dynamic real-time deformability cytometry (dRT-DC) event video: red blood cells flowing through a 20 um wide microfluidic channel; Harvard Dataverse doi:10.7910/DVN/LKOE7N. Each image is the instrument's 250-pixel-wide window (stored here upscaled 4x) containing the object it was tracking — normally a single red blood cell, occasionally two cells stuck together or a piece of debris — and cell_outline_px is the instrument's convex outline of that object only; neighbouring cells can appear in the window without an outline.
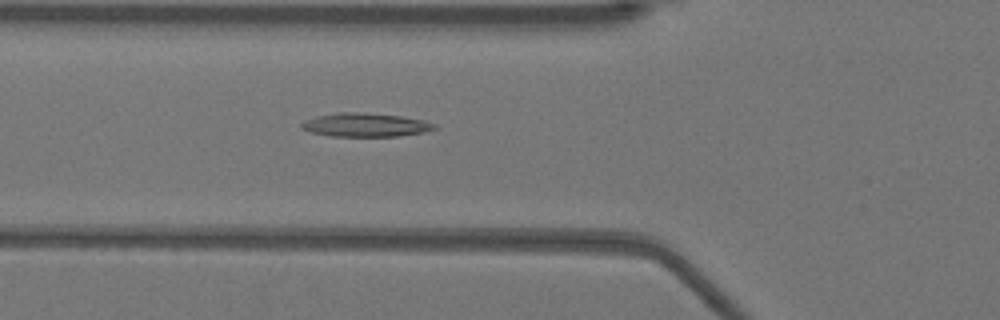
{"species": "Egyptian fruit bat (a non-hibernating species)", "species_latin": "Rousettus aegyptiacus", "temperature_condition": "warm", "stored_images_in_passage": 36, "camera_frame_rate_fps": 3000, "um_per_image_px": 0.085, "animal": {"sex": "female"}, "frame": {"image": 1, "passage_image": 3, "time_ms": 0.667, "image_size_px": [1000, 320], "cell_outline_px": [[440, 128], [424, 132], [400, 136], [332, 136], [312, 132], [300, 128], [300, 124], [316, 116], [336, 112], [364, 112], [400, 116], [424, 120], [436, 124]], "centroid_in_image_um": [31.11, 10.61], "position_along_channel_um": 94.7, "area_um2": 18.38}}
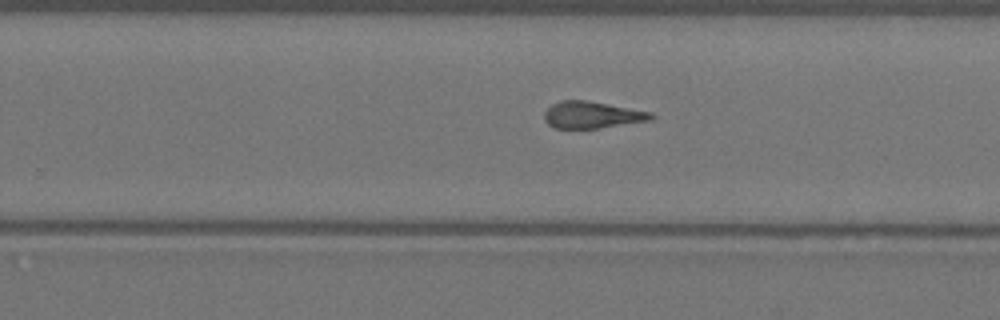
{"frame": {"image": 2, "passage_image": 17, "time_ms": 5.333, "image_size_px": [1000, 320], "cell_outline_px": [[656, 116], [652, 120], [596, 128], [552, 128], [544, 120], [544, 112], [552, 104], [560, 100], [584, 100], [608, 104], [652, 112]], "centroid_in_image_um": [50.31, 9.76], "position_along_channel_um": 279.5, "area_um2": 16.65}}
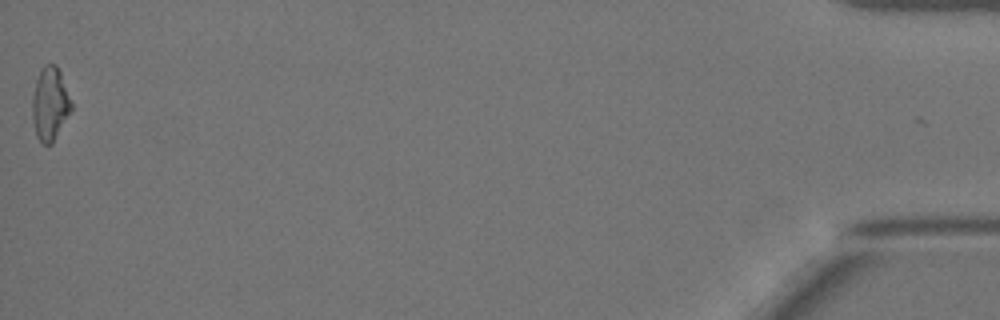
{"frame": {"image": 3, "passage_image": 36, "time_ms": 11.667, "image_size_px": [1000, 320], "cell_outline_px": [[72, 108], [52, 144], [44, 144], [36, 136], [32, 120], [32, 96], [36, 80], [40, 68], [44, 64], [56, 64], [60, 72], [72, 104]], "centroid_in_image_um": [4.22, 8.81], "position_along_channel_um": 431.0, "area_um2": 16.59}, "authors_computed_cell_mechanics": {"area_um2": 16.9354, "velocity_mm_per_s": 3.9564, "shape_relaxation_time_tau1_ms": 7.5281, "shape_relaxation_time_tau2_ms": 2.6643, "deformation_change_tau1": 0.2837, "deformation_change_tau2": 0.1506}}